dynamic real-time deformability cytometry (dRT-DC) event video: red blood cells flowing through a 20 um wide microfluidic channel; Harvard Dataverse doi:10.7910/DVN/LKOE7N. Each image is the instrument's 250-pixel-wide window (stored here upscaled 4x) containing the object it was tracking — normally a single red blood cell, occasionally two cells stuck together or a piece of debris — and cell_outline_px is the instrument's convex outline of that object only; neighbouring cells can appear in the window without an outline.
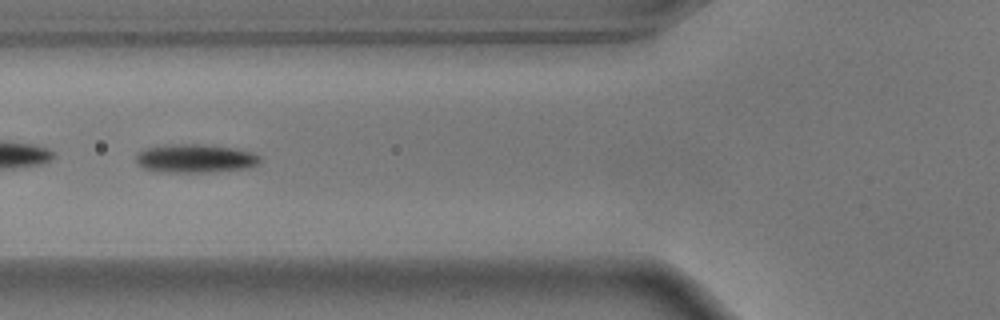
{"species": "common noctule bat (a hibernating species)", "species_latin": "Nyctalus noctula", "temperature_condition": "warm", "stored_images_in_passage": 47, "camera_frame_rate_fps": 3000, "um_per_image_px": 0.085, "animal": {"sex": "male", "body_mass_g": 17.9}, "frame": {"image": 1, "passage_image": 13, "time_ms": 4.0, "image_size_px": [1000, 320], "cell_outline_px": [[260, 160], [256, 164], [244, 168], [204, 172], [156, 172], [144, 168], [136, 164], [136, 156], [140, 152], [148, 148], [164, 144], [204, 144], [232, 148], [252, 152], [260, 156]], "centroid_in_image_um": [16.54, 13.46], "position_along_channel_um": 109.3, "area_um2": 20.46}}
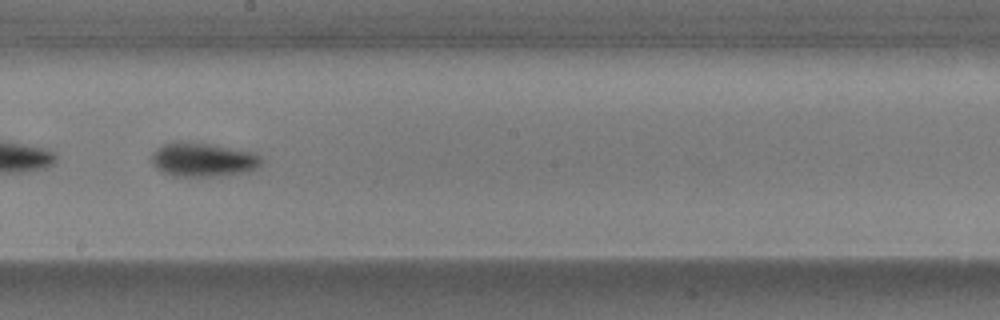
{"frame": {"image": 2, "passage_image": 23, "time_ms": 7.333, "image_size_px": [1000, 320], "cell_outline_px": [[260, 164], [256, 168], [240, 172], [216, 176], [172, 176], [156, 168], [152, 164], [152, 152], [156, 148], [164, 144], [176, 140], [180, 140], [212, 144], [252, 152], [260, 156]], "centroid_in_image_um": [17.17, 13.55], "position_along_channel_um": 231.0, "area_um2": 21.62}}
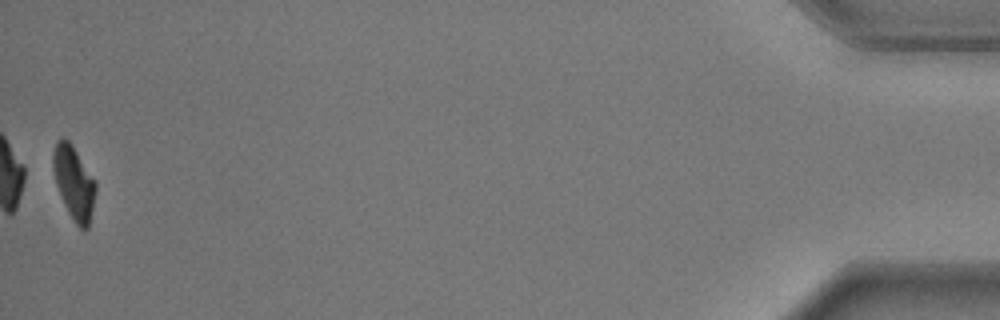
{"frame": {"image": 3, "passage_image": 47, "time_ms": 15.333, "image_size_px": [1000, 320], "cell_outline_px": [[96, 192], [88, 228], [80, 228], [76, 224], [68, 212], [64, 204], [56, 184], [52, 168], [52, 156], [56, 140], [68, 140], [72, 144], [96, 180]], "centroid_in_image_um": [6.28, 15.51], "position_along_channel_um": 428.9, "area_um2": 18.15}, "authors_computed_cell_mechanics": {"area_um2": 20.4612, "velocity_mm_per_s": 3.6531, "shape_relaxation_time_tau1_ms": 2.8788, "shape_relaxation_time_tau2_ms": 2.0772, "deformation_change_tau1": 0.1506, "deformation_change_tau2": 0.0651}}